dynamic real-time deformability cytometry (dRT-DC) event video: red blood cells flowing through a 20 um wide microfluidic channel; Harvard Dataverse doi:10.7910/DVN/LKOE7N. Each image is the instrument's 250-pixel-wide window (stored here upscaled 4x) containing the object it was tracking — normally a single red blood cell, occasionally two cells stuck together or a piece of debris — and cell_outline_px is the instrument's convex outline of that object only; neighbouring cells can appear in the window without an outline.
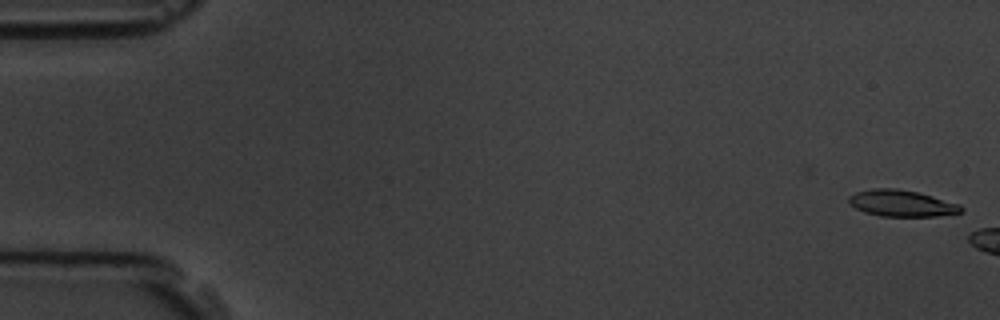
{"species": "common noctule bat (a hibernating species)", "species_latin": "Nyctalus noctula", "temperature_condition": "room temperature", "stored_images_in_passage": 3, "camera_frame_rate_fps": 3000, "um_per_image_px": 0.085, "animal": {"sex": "male", "body_mass_g": 19.5, "forearm_length_mm": 54.6}, "frame": {"image": 1, "passage_image": 1, "time_ms": 0.0, "image_size_px": [1000, 320], "cell_outline_px": [[964, 212], [936, 216], [880, 216], [864, 212], [848, 204], [848, 196], [856, 192], [872, 188], [896, 188], [916, 192], [932, 196], [960, 204], [964, 208]], "centroid_in_image_um": [76.63, 17.28], "position_along_channel_um": 8.4, "area_um2": 17.4}}